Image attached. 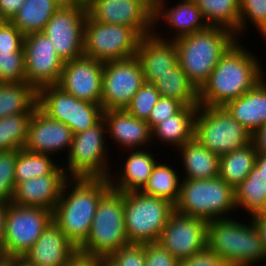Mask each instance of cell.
Returning <instances> with one entry per match:
<instances>
[{
	"mask_svg": "<svg viewBox=\"0 0 266 266\" xmlns=\"http://www.w3.org/2000/svg\"><path fill=\"white\" fill-rule=\"evenodd\" d=\"M38 107V90L28 82H4L0 86V119L33 113Z\"/></svg>",
	"mask_w": 266,
	"mask_h": 266,
	"instance_id": "cell-31",
	"label": "cell"
},
{
	"mask_svg": "<svg viewBox=\"0 0 266 266\" xmlns=\"http://www.w3.org/2000/svg\"><path fill=\"white\" fill-rule=\"evenodd\" d=\"M17 150L0 152V202L9 203L15 188Z\"/></svg>",
	"mask_w": 266,
	"mask_h": 266,
	"instance_id": "cell-41",
	"label": "cell"
},
{
	"mask_svg": "<svg viewBox=\"0 0 266 266\" xmlns=\"http://www.w3.org/2000/svg\"><path fill=\"white\" fill-rule=\"evenodd\" d=\"M4 83V81L2 80V78L0 77V86Z\"/></svg>",
	"mask_w": 266,
	"mask_h": 266,
	"instance_id": "cell-59",
	"label": "cell"
},
{
	"mask_svg": "<svg viewBox=\"0 0 266 266\" xmlns=\"http://www.w3.org/2000/svg\"><path fill=\"white\" fill-rule=\"evenodd\" d=\"M108 178H68L53 210V222L79 248L88 238L101 197L110 189Z\"/></svg>",
	"mask_w": 266,
	"mask_h": 266,
	"instance_id": "cell-2",
	"label": "cell"
},
{
	"mask_svg": "<svg viewBox=\"0 0 266 266\" xmlns=\"http://www.w3.org/2000/svg\"><path fill=\"white\" fill-rule=\"evenodd\" d=\"M211 27H223L233 33L238 31L240 0H194Z\"/></svg>",
	"mask_w": 266,
	"mask_h": 266,
	"instance_id": "cell-36",
	"label": "cell"
},
{
	"mask_svg": "<svg viewBox=\"0 0 266 266\" xmlns=\"http://www.w3.org/2000/svg\"><path fill=\"white\" fill-rule=\"evenodd\" d=\"M234 192L237 210L248 212L249 217L266 214V175L256 164Z\"/></svg>",
	"mask_w": 266,
	"mask_h": 266,
	"instance_id": "cell-30",
	"label": "cell"
},
{
	"mask_svg": "<svg viewBox=\"0 0 266 266\" xmlns=\"http://www.w3.org/2000/svg\"><path fill=\"white\" fill-rule=\"evenodd\" d=\"M160 97L154 84L144 83L134 94L125 110L135 118L146 121Z\"/></svg>",
	"mask_w": 266,
	"mask_h": 266,
	"instance_id": "cell-39",
	"label": "cell"
},
{
	"mask_svg": "<svg viewBox=\"0 0 266 266\" xmlns=\"http://www.w3.org/2000/svg\"><path fill=\"white\" fill-rule=\"evenodd\" d=\"M174 212L170 201L141 191L124 192L125 230L130 244L158 241Z\"/></svg>",
	"mask_w": 266,
	"mask_h": 266,
	"instance_id": "cell-8",
	"label": "cell"
},
{
	"mask_svg": "<svg viewBox=\"0 0 266 266\" xmlns=\"http://www.w3.org/2000/svg\"><path fill=\"white\" fill-rule=\"evenodd\" d=\"M255 226L258 235L266 249V214H256L249 218Z\"/></svg>",
	"mask_w": 266,
	"mask_h": 266,
	"instance_id": "cell-48",
	"label": "cell"
},
{
	"mask_svg": "<svg viewBox=\"0 0 266 266\" xmlns=\"http://www.w3.org/2000/svg\"><path fill=\"white\" fill-rule=\"evenodd\" d=\"M255 164L262 169V172L266 175V153H257Z\"/></svg>",
	"mask_w": 266,
	"mask_h": 266,
	"instance_id": "cell-52",
	"label": "cell"
},
{
	"mask_svg": "<svg viewBox=\"0 0 266 266\" xmlns=\"http://www.w3.org/2000/svg\"><path fill=\"white\" fill-rule=\"evenodd\" d=\"M7 203L0 202V243L3 242Z\"/></svg>",
	"mask_w": 266,
	"mask_h": 266,
	"instance_id": "cell-51",
	"label": "cell"
},
{
	"mask_svg": "<svg viewBox=\"0 0 266 266\" xmlns=\"http://www.w3.org/2000/svg\"><path fill=\"white\" fill-rule=\"evenodd\" d=\"M102 117L106 124L107 138L120 145L119 149H144L152 146L151 143L154 144L149 124L135 118L125 109L103 111Z\"/></svg>",
	"mask_w": 266,
	"mask_h": 266,
	"instance_id": "cell-21",
	"label": "cell"
},
{
	"mask_svg": "<svg viewBox=\"0 0 266 266\" xmlns=\"http://www.w3.org/2000/svg\"><path fill=\"white\" fill-rule=\"evenodd\" d=\"M38 107L51 119L66 124L73 134L92 127L103 115L101 104L79 100L57 85L38 90Z\"/></svg>",
	"mask_w": 266,
	"mask_h": 266,
	"instance_id": "cell-12",
	"label": "cell"
},
{
	"mask_svg": "<svg viewBox=\"0 0 266 266\" xmlns=\"http://www.w3.org/2000/svg\"><path fill=\"white\" fill-rule=\"evenodd\" d=\"M25 0H0V18L10 21L19 11Z\"/></svg>",
	"mask_w": 266,
	"mask_h": 266,
	"instance_id": "cell-47",
	"label": "cell"
},
{
	"mask_svg": "<svg viewBox=\"0 0 266 266\" xmlns=\"http://www.w3.org/2000/svg\"><path fill=\"white\" fill-rule=\"evenodd\" d=\"M145 260V266H178L179 263L158 241L145 243Z\"/></svg>",
	"mask_w": 266,
	"mask_h": 266,
	"instance_id": "cell-45",
	"label": "cell"
},
{
	"mask_svg": "<svg viewBox=\"0 0 266 266\" xmlns=\"http://www.w3.org/2000/svg\"><path fill=\"white\" fill-rule=\"evenodd\" d=\"M257 153H266V123L252 134Z\"/></svg>",
	"mask_w": 266,
	"mask_h": 266,
	"instance_id": "cell-49",
	"label": "cell"
},
{
	"mask_svg": "<svg viewBox=\"0 0 266 266\" xmlns=\"http://www.w3.org/2000/svg\"><path fill=\"white\" fill-rule=\"evenodd\" d=\"M64 0H25L10 22L24 35L42 32Z\"/></svg>",
	"mask_w": 266,
	"mask_h": 266,
	"instance_id": "cell-29",
	"label": "cell"
},
{
	"mask_svg": "<svg viewBox=\"0 0 266 266\" xmlns=\"http://www.w3.org/2000/svg\"><path fill=\"white\" fill-rule=\"evenodd\" d=\"M144 83V73L136 56L104 62L101 97L103 111L125 109Z\"/></svg>",
	"mask_w": 266,
	"mask_h": 266,
	"instance_id": "cell-13",
	"label": "cell"
},
{
	"mask_svg": "<svg viewBox=\"0 0 266 266\" xmlns=\"http://www.w3.org/2000/svg\"><path fill=\"white\" fill-rule=\"evenodd\" d=\"M14 264V256L4 255L0 259V266H13Z\"/></svg>",
	"mask_w": 266,
	"mask_h": 266,
	"instance_id": "cell-55",
	"label": "cell"
},
{
	"mask_svg": "<svg viewBox=\"0 0 266 266\" xmlns=\"http://www.w3.org/2000/svg\"><path fill=\"white\" fill-rule=\"evenodd\" d=\"M178 266H230L207 248L193 256L180 260Z\"/></svg>",
	"mask_w": 266,
	"mask_h": 266,
	"instance_id": "cell-46",
	"label": "cell"
},
{
	"mask_svg": "<svg viewBox=\"0 0 266 266\" xmlns=\"http://www.w3.org/2000/svg\"><path fill=\"white\" fill-rule=\"evenodd\" d=\"M32 115L21 113L0 119V152L24 149Z\"/></svg>",
	"mask_w": 266,
	"mask_h": 266,
	"instance_id": "cell-37",
	"label": "cell"
},
{
	"mask_svg": "<svg viewBox=\"0 0 266 266\" xmlns=\"http://www.w3.org/2000/svg\"><path fill=\"white\" fill-rule=\"evenodd\" d=\"M107 139L103 117L87 130L74 134L67 160L61 163L68 178H108L112 160Z\"/></svg>",
	"mask_w": 266,
	"mask_h": 266,
	"instance_id": "cell-7",
	"label": "cell"
},
{
	"mask_svg": "<svg viewBox=\"0 0 266 266\" xmlns=\"http://www.w3.org/2000/svg\"><path fill=\"white\" fill-rule=\"evenodd\" d=\"M143 4H145L152 12H154L159 4L160 0H140Z\"/></svg>",
	"mask_w": 266,
	"mask_h": 266,
	"instance_id": "cell-53",
	"label": "cell"
},
{
	"mask_svg": "<svg viewBox=\"0 0 266 266\" xmlns=\"http://www.w3.org/2000/svg\"><path fill=\"white\" fill-rule=\"evenodd\" d=\"M77 253L78 248L52 221L22 257L33 266H66Z\"/></svg>",
	"mask_w": 266,
	"mask_h": 266,
	"instance_id": "cell-23",
	"label": "cell"
},
{
	"mask_svg": "<svg viewBox=\"0 0 266 266\" xmlns=\"http://www.w3.org/2000/svg\"><path fill=\"white\" fill-rule=\"evenodd\" d=\"M86 9L95 21L131 27L141 36L153 32V12L140 0H94Z\"/></svg>",
	"mask_w": 266,
	"mask_h": 266,
	"instance_id": "cell-18",
	"label": "cell"
},
{
	"mask_svg": "<svg viewBox=\"0 0 266 266\" xmlns=\"http://www.w3.org/2000/svg\"><path fill=\"white\" fill-rule=\"evenodd\" d=\"M86 16V7L64 3L42 31L53 42L58 56L64 62L84 56Z\"/></svg>",
	"mask_w": 266,
	"mask_h": 266,
	"instance_id": "cell-14",
	"label": "cell"
},
{
	"mask_svg": "<svg viewBox=\"0 0 266 266\" xmlns=\"http://www.w3.org/2000/svg\"><path fill=\"white\" fill-rule=\"evenodd\" d=\"M248 24L250 27L253 25L266 42V0H240L237 38L242 39L243 33H247Z\"/></svg>",
	"mask_w": 266,
	"mask_h": 266,
	"instance_id": "cell-38",
	"label": "cell"
},
{
	"mask_svg": "<svg viewBox=\"0 0 266 266\" xmlns=\"http://www.w3.org/2000/svg\"><path fill=\"white\" fill-rule=\"evenodd\" d=\"M98 266H116L109 258H99Z\"/></svg>",
	"mask_w": 266,
	"mask_h": 266,
	"instance_id": "cell-57",
	"label": "cell"
},
{
	"mask_svg": "<svg viewBox=\"0 0 266 266\" xmlns=\"http://www.w3.org/2000/svg\"><path fill=\"white\" fill-rule=\"evenodd\" d=\"M66 266H98V257L80 254L79 252L66 264Z\"/></svg>",
	"mask_w": 266,
	"mask_h": 266,
	"instance_id": "cell-50",
	"label": "cell"
},
{
	"mask_svg": "<svg viewBox=\"0 0 266 266\" xmlns=\"http://www.w3.org/2000/svg\"><path fill=\"white\" fill-rule=\"evenodd\" d=\"M231 217L208 222L207 249L230 266H253L265 261L266 249L253 222Z\"/></svg>",
	"mask_w": 266,
	"mask_h": 266,
	"instance_id": "cell-4",
	"label": "cell"
},
{
	"mask_svg": "<svg viewBox=\"0 0 266 266\" xmlns=\"http://www.w3.org/2000/svg\"><path fill=\"white\" fill-rule=\"evenodd\" d=\"M129 243L124 221V192L109 189L100 199L86 241L80 254L108 258Z\"/></svg>",
	"mask_w": 266,
	"mask_h": 266,
	"instance_id": "cell-6",
	"label": "cell"
},
{
	"mask_svg": "<svg viewBox=\"0 0 266 266\" xmlns=\"http://www.w3.org/2000/svg\"><path fill=\"white\" fill-rule=\"evenodd\" d=\"M235 192L220 177L210 179H182L174 211L202 219L207 223L229 218L236 211Z\"/></svg>",
	"mask_w": 266,
	"mask_h": 266,
	"instance_id": "cell-5",
	"label": "cell"
},
{
	"mask_svg": "<svg viewBox=\"0 0 266 266\" xmlns=\"http://www.w3.org/2000/svg\"><path fill=\"white\" fill-rule=\"evenodd\" d=\"M182 159V179H210L219 177L220 156L212 153L196 138L175 150Z\"/></svg>",
	"mask_w": 266,
	"mask_h": 266,
	"instance_id": "cell-28",
	"label": "cell"
},
{
	"mask_svg": "<svg viewBox=\"0 0 266 266\" xmlns=\"http://www.w3.org/2000/svg\"><path fill=\"white\" fill-rule=\"evenodd\" d=\"M257 150L253 141L242 148L220 156L219 177L235 189L255 165Z\"/></svg>",
	"mask_w": 266,
	"mask_h": 266,
	"instance_id": "cell-32",
	"label": "cell"
},
{
	"mask_svg": "<svg viewBox=\"0 0 266 266\" xmlns=\"http://www.w3.org/2000/svg\"><path fill=\"white\" fill-rule=\"evenodd\" d=\"M161 97L174 98L185 106H199V90L177 64L169 73L158 76L154 83Z\"/></svg>",
	"mask_w": 266,
	"mask_h": 266,
	"instance_id": "cell-33",
	"label": "cell"
},
{
	"mask_svg": "<svg viewBox=\"0 0 266 266\" xmlns=\"http://www.w3.org/2000/svg\"><path fill=\"white\" fill-rule=\"evenodd\" d=\"M24 53L26 82L37 90L58 84L64 61L58 56L53 42L43 32L25 35Z\"/></svg>",
	"mask_w": 266,
	"mask_h": 266,
	"instance_id": "cell-15",
	"label": "cell"
},
{
	"mask_svg": "<svg viewBox=\"0 0 266 266\" xmlns=\"http://www.w3.org/2000/svg\"><path fill=\"white\" fill-rule=\"evenodd\" d=\"M252 53L238 40L199 89V105L223 107L265 78L260 59Z\"/></svg>",
	"mask_w": 266,
	"mask_h": 266,
	"instance_id": "cell-1",
	"label": "cell"
},
{
	"mask_svg": "<svg viewBox=\"0 0 266 266\" xmlns=\"http://www.w3.org/2000/svg\"><path fill=\"white\" fill-rule=\"evenodd\" d=\"M0 77L4 82H25L24 51L0 52Z\"/></svg>",
	"mask_w": 266,
	"mask_h": 266,
	"instance_id": "cell-40",
	"label": "cell"
},
{
	"mask_svg": "<svg viewBox=\"0 0 266 266\" xmlns=\"http://www.w3.org/2000/svg\"><path fill=\"white\" fill-rule=\"evenodd\" d=\"M236 34L223 27H211L174 40L178 64L199 90L214 67L238 41Z\"/></svg>",
	"mask_w": 266,
	"mask_h": 266,
	"instance_id": "cell-3",
	"label": "cell"
},
{
	"mask_svg": "<svg viewBox=\"0 0 266 266\" xmlns=\"http://www.w3.org/2000/svg\"><path fill=\"white\" fill-rule=\"evenodd\" d=\"M24 37L10 21H0V52L24 51Z\"/></svg>",
	"mask_w": 266,
	"mask_h": 266,
	"instance_id": "cell-44",
	"label": "cell"
},
{
	"mask_svg": "<svg viewBox=\"0 0 266 266\" xmlns=\"http://www.w3.org/2000/svg\"><path fill=\"white\" fill-rule=\"evenodd\" d=\"M223 108L253 134L266 123V80L263 78L248 92L226 103Z\"/></svg>",
	"mask_w": 266,
	"mask_h": 266,
	"instance_id": "cell-26",
	"label": "cell"
},
{
	"mask_svg": "<svg viewBox=\"0 0 266 266\" xmlns=\"http://www.w3.org/2000/svg\"><path fill=\"white\" fill-rule=\"evenodd\" d=\"M123 153L128 155L122 159L125 160L120 166L122 169L114 175L111 172L108 177L110 187L118 192L140 191L147 183L159 159H155V154L147 148L129 150L126 153L123 151Z\"/></svg>",
	"mask_w": 266,
	"mask_h": 266,
	"instance_id": "cell-25",
	"label": "cell"
},
{
	"mask_svg": "<svg viewBox=\"0 0 266 266\" xmlns=\"http://www.w3.org/2000/svg\"><path fill=\"white\" fill-rule=\"evenodd\" d=\"M53 158V159H52ZM48 154L34 153L25 149L17 150L15 185L47 174H66L61 163Z\"/></svg>",
	"mask_w": 266,
	"mask_h": 266,
	"instance_id": "cell-34",
	"label": "cell"
},
{
	"mask_svg": "<svg viewBox=\"0 0 266 266\" xmlns=\"http://www.w3.org/2000/svg\"><path fill=\"white\" fill-rule=\"evenodd\" d=\"M141 37L134 28L98 22L87 14L84 56L103 63L134 57Z\"/></svg>",
	"mask_w": 266,
	"mask_h": 266,
	"instance_id": "cell-10",
	"label": "cell"
},
{
	"mask_svg": "<svg viewBox=\"0 0 266 266\" xmlns=\"http://www.w3.org/2000/svg\"><path fill=\"white\" fill-rule=\"evenodd\" d=\"M194 138L212 153L222 156L247 145L252 141V134L223 107L199 105Z\"/></svg>",
	"mask_w": 266,
	"mask_h": 266,
	"instance_id": "cell-9",
	"label": "cell"
},
{
	"mask_svg": "<svg viewBox=\"0 0 266 266\" xmlns=\"http://www.w3.org/2000/svg\"><path fill=\"white\" fill-rule=\"evenodd\" d=\"M116 266H145V244H128L108 257Z\"/></svg>",
	"mask_w": 266,
	"mask_h": 266,
	"instance_id": "cell-42",
	"label": "cell"
},
{
	"mask_svg": "<svg viewBox=\"0 0 266 266\" xmlns=\"http://www.w3.org/2000/svg\"><path fill=\"white\" fill-rule=\"evenodd\" d=\"M207 226L202 219L174 211L158 242L180 261L207 248Z\"/></svg>",
	"mask_w": 266,
	"mask_h": 266,
	"instance_id": "cell-16",
	"label": "cell"
},
{
	"mask_svg": "<svg viewBox=\"0 0 266 266\" xmlns=\"http://www.w3.org/2000/svg\"><path fill=\"white\" fill-rule=\"evenodd\" d=\"M102 82L103 62L82 56L64 62L57 86L79 100L101 104Z\"/></svg>",
	"mask_w": 266,
	"mask_h": 266,
	"instance_id": "cell-17",
	"label": "cell"
},
{
	"mask_svg": "<svg viewBox=\"0 0 266 266\" xmlns=\"http://www.w3.org/2000/svg\"><path fill=\"white\" fill-rule=\"evenodd\" d=\"M145 83L154 84L158 76L169 73L178 64L174 40L163 39L153 32L141 37L136 52Z\"/></svg>",
	"mask_w": 266,
	"mask_h": 266,
	"instance_id": "cell-22",
	"label": "cell"
},
{
	"mask_svg": "<svg viewBox=\"0 0 266 266\" xmlns=\"http://www.w3.org/2000/svg\"><path fill=\"white\" fill-rule=\"evenodd\" d=\"M13 266H33L29 264L23 257L14 256Z\"/></svg>",
	"mask_w": 266,
	"mask_h": 266,
	"instance_id": "cell-56",
	"label": "cell"
},
{
	"mask_svg": "<svg viewBox=\"0 0 266 266\" xmlns=\"http://www.w3.org/2000/svg\"><path fill=\"white\" fill-rule=\"evenodd\" d=\"M199 106H184L178 113L162 120L152 129V142L172 146L176 150L194 138L195 117ZM166 144V145H165Z\"/></svg>",
	"mask_w": 266,
	"mask_h": 266,
	"instance_id": "cell-27",
	"label": "cell"
},
{
	"mask_svg": "<svg viewBox=\"0 0 266 266\" xmlns=\"http://www.w3.org/2000/svg\"><path fill=\"white\" fill-rule=\"evenodd\" d=\"M72 130L64 123L51 119L39 107L35 109L29 122L25 150L54 156H67L73 141ZM66 153H65V152Z\"/></svg>",
	"mask_w": 266,
	"mask_h": 266,
	"instance_id": "cell-19",
	"label": "cell"
},
{
	"mask_svg": "<svg viewBox=\"0 0 266 266\" xmlns=\"http://www.w3.org/2000/svg\"><path fill=\"white\" fill-rule=\"evenodd\" d=\"M5 255L2 244L0 243V259Z\"/></svg>",
	"mask_w": 266,
	"mask_h": 266,
	"instance_id": "cell-58",
	"label": "cell"
},
{
	"mask_svg": "<svg viewBox=\"0 0 266 266\" xmlns=\"http://www.w3.org/2000/svg\"><path fill=\"white\" fill-rule=\"evenodd\" d=\"M65 3L88 7L94 0H64Z\"/></svg>",
	"mask_w": 266,
	"mask_h": 266,
	"instance_id": "cell-54",
	"label": "cell"
},
{
	"mask_svg": "<svg viewBox=\"0 0 266 266\" xmlns=\"http://www.w3.org/2000/svg\"><path fill=\"white\" fill-rule=\"evenodd\" d=\"M53 221V211L7 203L2 247L5 255L22 257Z\"/></svg>",
	"mask_w": 266,
	"mask_h": 266,
	"instance_id": "cell-11",
	"label": "cell"
},
{
	"mask_svg": "<svg viewBox=\"0 0 266 266\" xmlns=\"http://www.w3.org/2000/svg\"><path fill=\"white\" fill-rule=\"evenodd\" d=\"M169 2L171 0H160L157 9L153 12V33L155 35L167 40H176L209 27L194 0H181L171 7L167 5ZM160 22L167 25L165 28L172 30V36L168 34L166 38L162 35L163 32L157 31V27H160L157 25H161ZM173 31L176 33L174 34Z\"/></svg>",
	"mask_w": 266,
	"mask_h": 266,
	"instance_id": "cell-20",
	"label": "cell"
},
{
	"mask_svg": "<svg viewBox=\"0 0 266 266\" xmlns=\"http://www.w3.org/2000/svg\"><path fill=\"white\" fill-rule=\"evenodd\" d=\"M161 162V163H160ZM179 174V175H178ZM174 166L161 161L156 164L141 192L159 197L175 204L178 200L182 177Z\"/></svg>",
	"mask_w": 266,
	"mask_h": 266,
	"instance_id": "cell-35",
	"label": "cell"
},
{
	"mask_svg": "<svg viewBox=\"0 0 266 266\" xmlns=\"http://www.w3.org/2000/svg\"><path fill=\"white\" fill-rule=\"evenodd\" d=\"M185 105L177 99L160 97L158 102L152 108L149 118L146 122L149 124L151 130L162 120L168 119L178 113Z\"/></svg>",
	"mask_w": 266,
	"mask_h": 266,
	"instance_id": "cell-43",
	"label": "cell"
},
{
	"mask_svg": "<svg viewBox=\"0 0 266 266\" xmlns=\"http://www.w3.org/2000/svg\"><path fill=\"white\" fill-rule=\"evenodd\" d=\"M67 174H47L15 185L11 203L53 211L60 199Z\"/></svg>",
	"mask_w": 266,
	"mask_h": 266,
	"instance_id": "cell-24",
	"label": "cell"
}]
</instances>
